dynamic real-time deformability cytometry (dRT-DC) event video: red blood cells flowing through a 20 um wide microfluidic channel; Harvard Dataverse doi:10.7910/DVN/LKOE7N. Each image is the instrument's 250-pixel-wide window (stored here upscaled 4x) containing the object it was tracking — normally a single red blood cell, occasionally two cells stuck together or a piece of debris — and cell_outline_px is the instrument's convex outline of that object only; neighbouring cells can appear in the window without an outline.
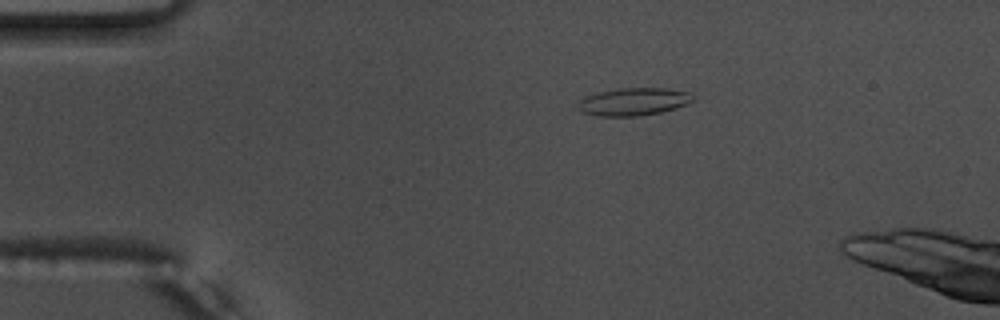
{"species": "common noctule bat (a hibernating species)", "species_latin": "Nyctalus noctula", "temperature_condition": "warm", "stored_images_in_passage": 44, "camera_frame_rate_fps": 3000, "um_per_image_px": 0.085, "animal": {"sex": "male", "body_mass_g": 17.5, "forearm_length_mm": 52.3}, "frame": {"image": 1, "passage_image": 1, "time_ms": 0.0, "image_size_px": [1000, 320], "cell_outline_px": [[692, 100], [688, 104], [676, 108], [660, 112], [636, 116], [600, 116], [584, 112], [576, 108], [576, 104], [584, 96], [596, 92], [620, 88], [664, 88], [688, 92], [692, 96]], "centroid_in_image_um": [53.8, 8.64], "position_along_channel_um": 31.2, "area_um2": 18.5}}
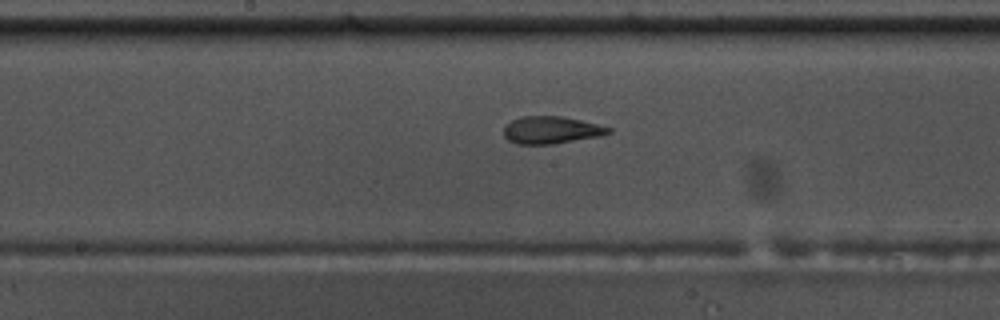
{"frame": {"image": 2, "passage_image": 19, "time_ms": 6.0, "image_size_px": [1000, 320], "cell_outline_px": [[612, 132], [600, 136], [552, 144], [516, 144], [508, 140], [504, 136], [504, 124], [512, 120], [524, 116], [560, 116], [580, 120], [612, 128]], "centroid_in_image_um": [46.83, 11.05], "position_along_channel_um": 201.4, "area_um2": 16.65}}
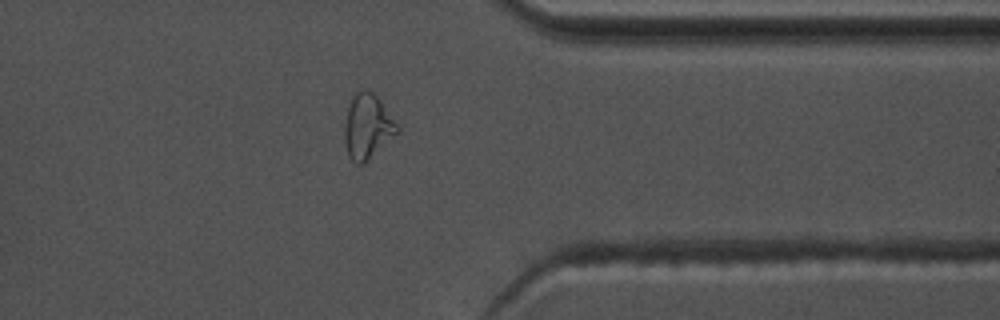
{"frame": {"image": 3, "passage_image": 34, "time_ms": 11.0, "image_size_px": [1000, 320], "cell_outline_px": [[400, 132], [364, 164], [356, 164], [348, 156], [344, 144], [344, 124], [348, 104], [352, 96], [360, 88], [368, 88], [380, 100], [400, 128]], "centroid_in_image_um": [31.22, 10.75], "position_along_channel_um": 380.2, "area_um2": 20.35}, "authors_computed_cell_mechanics": {"area_um2": 17.1666, "velocity_mm_per_s": 3.7278, "shape_relaxation_time_tau1_ms": 8.8711, "shape_relaxation_time_tau2_ms": 1.535, "deformation_change_tau1": 0.2902, "deformation_change_tau2": 0.1041}}